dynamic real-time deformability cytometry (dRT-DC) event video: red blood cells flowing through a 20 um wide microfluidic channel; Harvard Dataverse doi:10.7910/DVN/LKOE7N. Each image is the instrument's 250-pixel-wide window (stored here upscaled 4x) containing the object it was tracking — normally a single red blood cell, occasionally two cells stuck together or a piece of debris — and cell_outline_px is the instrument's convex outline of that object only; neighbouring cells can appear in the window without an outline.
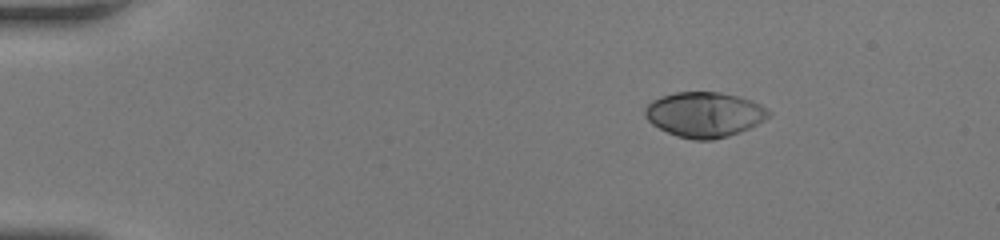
{"species": "human", "species_latin": "Homo sapiens", "temperature_condition": "room temperature", "stored_images_in_passage": 43, "camera_frame_rate_fps": 3000, "um_per_image_px": 0.085, "donor": {"sex": "female"}, "frame": {"image": 1, "passage_image": 1, "time_ms": 0.0, "image_size_px": [1000, 240], "cell_outline_px": [[772, 112], [764, 120], [740, 132], [728, 136], [712, 140], [692, 140], [676, 136], [652, 124], [644, 116], [644, 108], [652, 100], [660, 96], [676, 92], [720, 92], [740, 96], [752, 100], [768, 108]], "centroid_in_image_um": [59.87, 9.73], "position_along_channel_um": 25.1, "area_um2": 32.71}}
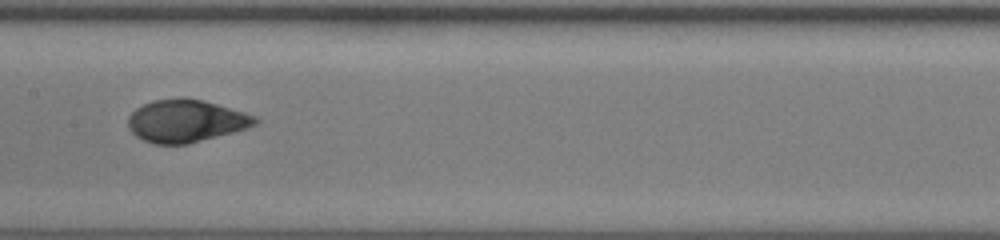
{"frame": {"image": 2, "passage_image": 20, "time_ms": 6.333, "image_size_px": [1000, 240], "cell_outline_px": [[260, 120], [256, 124], [248, 128], [188, 144], [152, 144], [136, 136], [128, 128], [128, 116], [136, 108], [152, 100], [180, 96], [200, 100], [216, 104], [244, 112], [256, 116]], "centroid_in_image_um": [15.78, 10.27], "position_along_channel_um": 191.6, "area_um2": 31.62}}
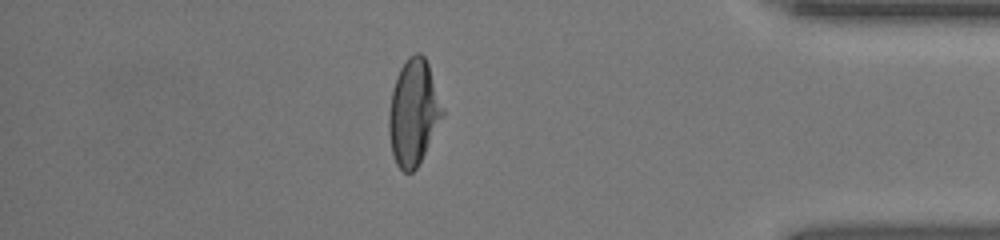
{"frame": {"image": 3, "passage_image": 37, "time_ms": 12.0, "image_size_px": [1000, 240], "cell_outline_px": [[444, 116], [416, 168], [412, 172], [404, 172], [396, 164], [392, 152], [388, 132], [388, 116], [392, 88], [396, 76], [400, 68], [408, 56], [416, 52], [420, 52], [424, 56], [428, 64], [444, 112]], "centroid_in_image_um": [35.12, 9.54], "position_along_channel_um": 400.1, "area_um2": 32.89}, "authors_computed_cell_mechanics": {"area_um2": 32.0212, "velocity_mm_per_s": 4.2069, "shape_relaxation_time_tau1_ms": 4.6786, "shape_relaxation_time_tau2_ms": null, "deformation_change_tau1": 0.2262, "deformation_change_tau2": null}}